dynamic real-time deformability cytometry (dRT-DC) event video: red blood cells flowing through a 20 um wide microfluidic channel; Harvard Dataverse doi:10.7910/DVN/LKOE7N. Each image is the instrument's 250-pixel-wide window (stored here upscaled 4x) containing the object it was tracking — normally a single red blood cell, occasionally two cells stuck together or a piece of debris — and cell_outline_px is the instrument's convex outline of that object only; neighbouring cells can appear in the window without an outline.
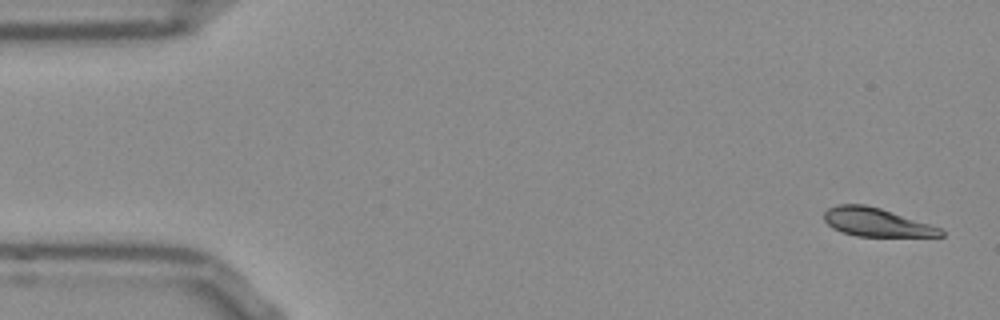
{"species": "Egyptian fruit bat (a non-hibernating species)", "species_latin": "Rousettus aegyptiacus", "temperature_condition": "room temperature", "stored_images_in_passage": 52, "camera_frame_rate_fps": 3000, "um_per_image_px": 0.085, "frame": {"image": 1, "passage_image": 1, "time_ms": 0.0, "image_size_px": [1000, 320], "cell_outline_px": [[944, 236], [856, 236], [840, 232], [832, 228], [824, 220], [824, 212], [828, 208], [836, 204], [864, 204], [880, 208], [940, 228], [944, 232]], "centroid_in_image_um": [74.42, 18.89], "position_along_channel_um": 10.6, "area_um2": 19.13}}
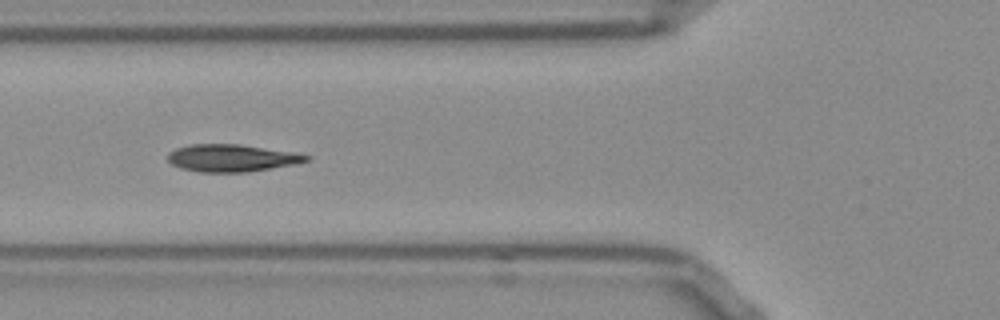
{"frame": {"image": 2, "passage_image": 18, "time_ms": 5.667, "image_size_px": [1000, 320], "cell_outline_px": [[312, 156], [308, 160], [292, 164], [272, 168], [248, 172], [200, 172], [180, 168], [172, 164], [168, 160], [168, 152], [176, 148], [188, 144], [240, 144], [296, 152]], "centroid_in_image_um": [19.68, 13.42], "position_along_channel_um": 106.1, "area_um2": 22.14}}
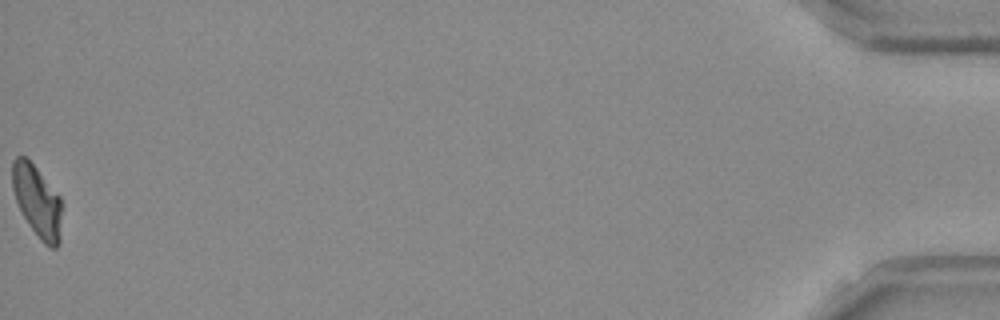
{"frame": {"image": 3, "passage_image": 52, "time_ms": 17.0, "image_size_px": [1000, 320], "cell_outline_px": [[60, 240], [56, 248], [52, 248], [44, 244], [40, 240], [28, 224], [16, 200], [12, 188], [12, 160], [16, 156], [24, 156], [36, 168], [60, 196]], "centroid_in_image_um": [3.14, 17.1], "position_along_channel_um": 432.1, "area_um2": 20.35}, "authors_computed_cell_mechanics": {"area_um2": 21.5016, "velocity_mm_per_s": 3.8041, "shape_relaxation_time_tau1_ms": 4.1874, "shape_relaxation_time_tau2_ms": 3.0776, "deformation_change_tau1": 0.1464, "deformation_change_tau2": 0.0553}}